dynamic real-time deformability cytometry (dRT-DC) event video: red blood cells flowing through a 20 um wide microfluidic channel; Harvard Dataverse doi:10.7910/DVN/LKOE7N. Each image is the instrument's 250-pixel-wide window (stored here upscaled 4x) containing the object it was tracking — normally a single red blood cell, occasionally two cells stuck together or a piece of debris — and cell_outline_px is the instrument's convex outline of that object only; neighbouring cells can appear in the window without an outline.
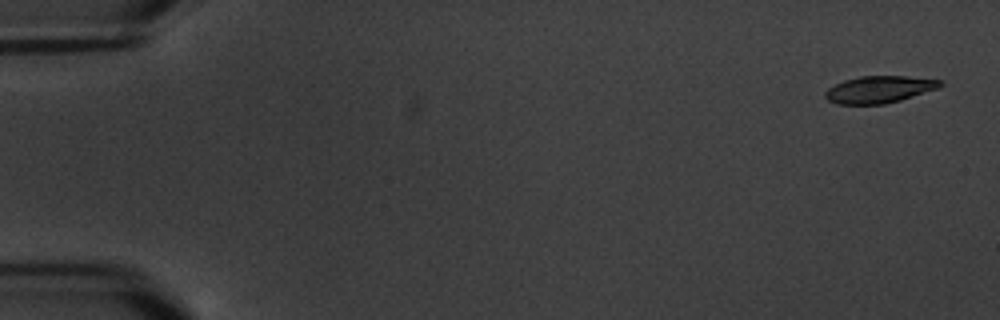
{"species": "common noctule bat (a hibernating species)", "species_latin": "Nyctalus noctula", "temperature_condition": "warm", "stored_images_in_passage": 5, "camera_frame_rate_fps": 3000, "um_per_image_px": 0.085, "animal": {"sex": "male", "body_mass_g": 20.1, "forearm_length_mm": 53.5}, "frame": {"image": 1, "passage_image": 1, "time_ms": 0.0, "image_size_px": [1000, 320], "cell_outline_px": [[944, 84], [940, 88], [900, 100], [884, 104], [836, 104], [828, 100], [824, 96], [824, 92], [828, 88], [844, 80], [860, 76], [904, 76], [944, 80]], "centroid_in_image_um": [74.76, 7.6], "position_along_channel_um": 10.2, "area_um2": 18.21}}
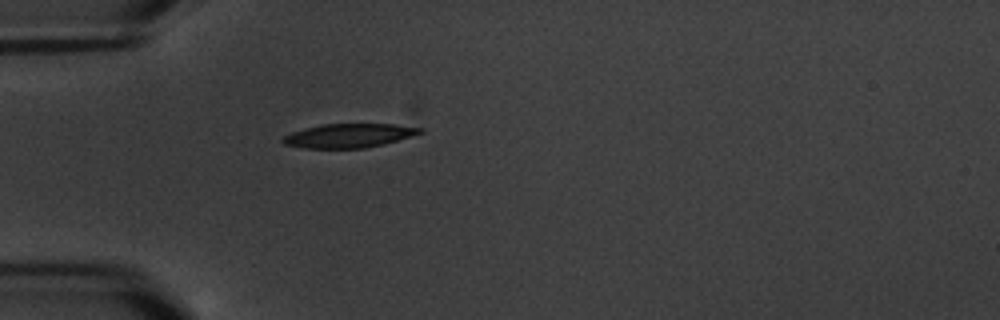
{"frame": {"image": 2, "passage_image": 5, "time_ms": 5.333, "image_size_px": [1000, 320], "cell_outline_px": [[424, 132], [412, 136], [364, 148], [304, 148], [284, 144], [280, 140], [284, 136], [292, 132], [304, 128], [324, 124], [396, 124], [424, 128]], "centroid_in_image_um": [29.64, 11.52], "position_along_channel_um": 55.4, "area_um2": 19.02}}